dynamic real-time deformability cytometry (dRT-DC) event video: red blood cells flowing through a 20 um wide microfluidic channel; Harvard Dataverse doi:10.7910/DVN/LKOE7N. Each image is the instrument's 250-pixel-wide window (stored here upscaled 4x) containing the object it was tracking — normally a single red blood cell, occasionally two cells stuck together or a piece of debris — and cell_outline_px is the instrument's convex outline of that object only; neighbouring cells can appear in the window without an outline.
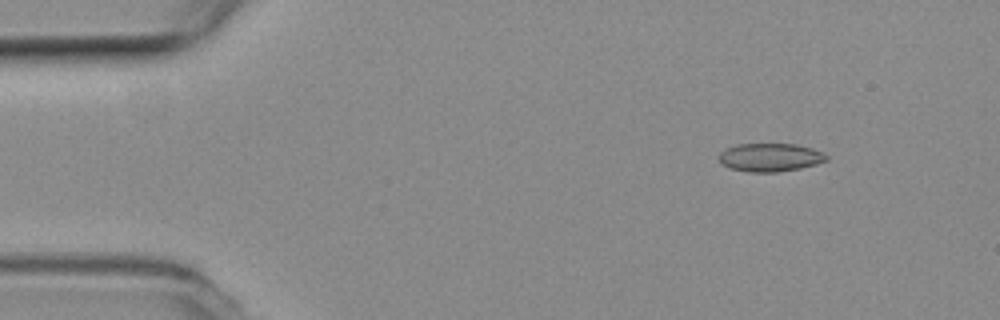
{"species": "common noctule bat (a hibernating species)", "species_latin": "Nyctalus noctula", "temperature_condition": "room temperature", "stored_images_in_passage": 4, "camera_frame_rate_fps": 3000, "um_per_image_px": 0.085, "animal": {"sex": "female", "body_mass_g": 19.3, "forearm_length_mm": 54.1}, "frame": {"image": 1, "passage_image": 1, "time_ms": 0.0, "image_size_px": [1000, 320], "cell_outline_px": [[828, 160], [816, 164], [800, 168], [776, 172], [748, 172], [732, 168], [720, 164], [716, 156], [720, 152], [736, 144], [796, 144], [812, 148], [824, 152], [828, 156]], "centroid_in_image_um": [65.45, 13.37], "position_along_channel_um": 19.6, "area_um2": 17.86}}
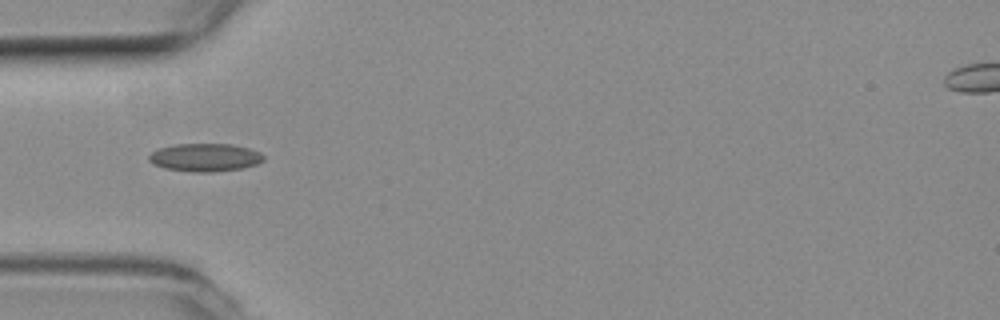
{"frame": {"image": 2, "passage_image": 4, "time_ms": 1.0, "image_size_px": [1000, 320], "cell_outline_px": [[264, 160], [256, 164], [244, 168], [216, 172], [192, 172], [164, 168], [152, 164], [148, 160], [148, 156], [152, 152], [160, 148], [176, 144], [232, 144], [248, 148], [260, 152], [264, 156]], "centroid_in_image_um": [17.43, 13.39], "position_along_channel_um": 67.6, "area_um2": 18.84}}